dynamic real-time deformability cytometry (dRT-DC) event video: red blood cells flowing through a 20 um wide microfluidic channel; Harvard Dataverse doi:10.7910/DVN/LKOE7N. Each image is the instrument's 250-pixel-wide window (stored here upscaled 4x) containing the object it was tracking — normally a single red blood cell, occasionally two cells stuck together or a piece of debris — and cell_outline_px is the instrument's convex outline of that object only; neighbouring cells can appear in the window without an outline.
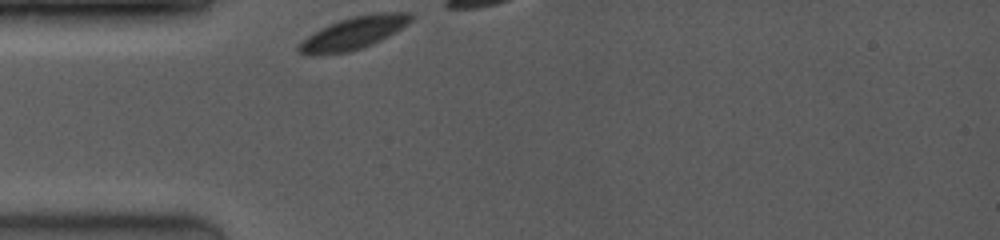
{"species": "common noctule bat (a hibernating species)", "species_latin": "Nyctalus noctula", "temperature_condition": "room temperature", "stored_images_in_passage": 7, "camera_frame_rate_fps": 4000, "um_per_image_px": 0.085, "animal": {"sex": "female", "body_mass_g": 19.0, "forearm_length_mm": 53.3}, "frame": {"image": 1, "passage_image": 1, "time_ms": 0.0, "image_size_px": [1000, 240], "cell_outline_px": [[412, 16], [400, 28], [372, 44], [348, 52], [300, 52], [296, 48], [308, 36], [320, 28], [328, 24], [352, 16], [384, 12], [408, 12]], "centroid_in_image_um": [30.07, 2.76], "position_along_channel_um": 54.9, "area_um2": 19.88}}